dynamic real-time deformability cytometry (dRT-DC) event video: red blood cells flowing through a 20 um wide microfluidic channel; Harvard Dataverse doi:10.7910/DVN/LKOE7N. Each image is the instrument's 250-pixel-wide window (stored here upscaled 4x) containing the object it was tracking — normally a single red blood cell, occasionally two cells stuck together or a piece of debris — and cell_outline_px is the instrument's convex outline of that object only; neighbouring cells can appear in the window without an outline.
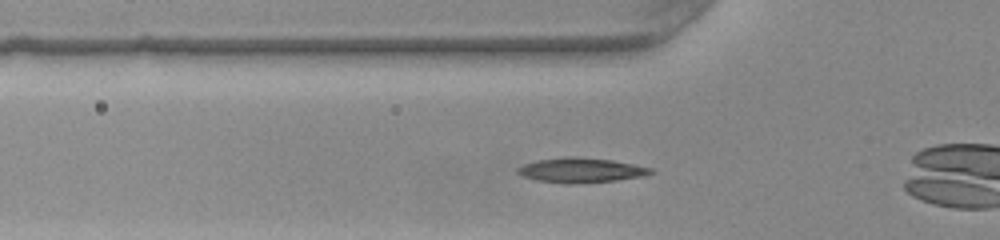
{"species": "common noctule bat (a hibernating species)", "species_latin": "Nyctalus noctula", "temperature_condition": "warm", "stored_images_in_passage": 28, "camera_frame_rate_fps": 3000, "um_per_image_px": 0.085, "animal": {"sex": "female", "body_mass_g": 22.0, "forearm_length_mm": 56.7}, "frame": {"image": 1, "passage_image": 4, "time_ms": 1.0, "image_size_px": [1000, 240], "cell_outline_px": [[656, 172], [644, 176], [616, 180], [572, 184], [568, 184], [536, 180], [524, 176], [516, 172], [516, 168], [524, 164], [536, 160], [564, 156], [576, 156], [612, 160], [652, 168]], "centroid_in_image_um": [49.37, 14.46], "position_along_channel_um": 76.4, "area_um2": 19.31}}
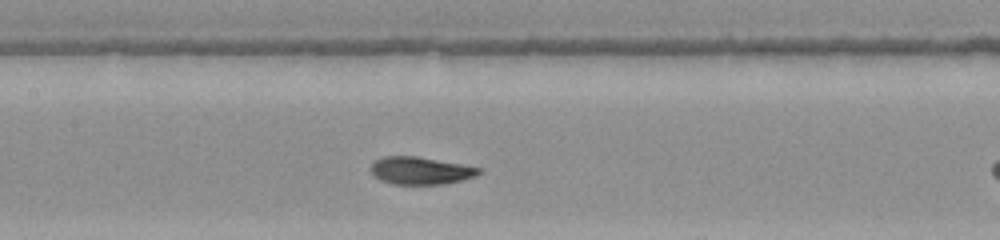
{"frame": {"image": 2, "passage_image": 11, "time_ms": 3.333, "image_size_px": [1000, 240], "cell_outline_px": [[484, 172], [476, 176], [464, 180], [444, 184], [392, 184], [380, 180], [372, 176], [368, 168], [376, 160], [384, 156], [416, 156], [460, 164], [480, 168]], "centroid_in_image_um": [35.72, 14.51], "position_along_channel_um": 171.7, "area_um2": 17.51}}
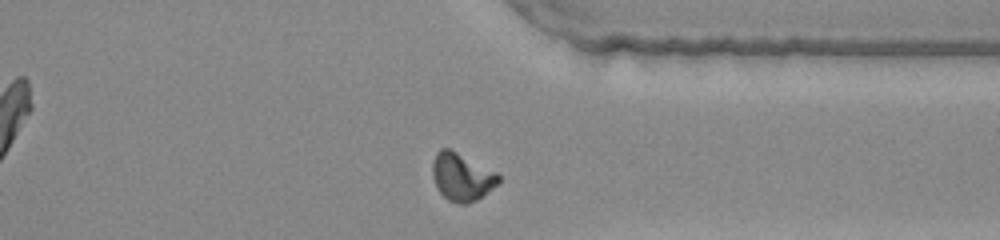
{"frame": {"image": 3, "passage_image": 26, "time_ms": 8.333, "image_size_px": [1000, 240], "cell_outline_px": [[500, 180], [484, 196], [468, 204], [456, 204], [448, 200], [436, 188], [432, 176], [432, 160], [436, 152], [440, 148], [448, 148], [496, 172], [500, 176]], "centroid_in_image_um": [39.21, 15.06], "position_along_channel_um": 372.2, "area_um2": 18.38}}